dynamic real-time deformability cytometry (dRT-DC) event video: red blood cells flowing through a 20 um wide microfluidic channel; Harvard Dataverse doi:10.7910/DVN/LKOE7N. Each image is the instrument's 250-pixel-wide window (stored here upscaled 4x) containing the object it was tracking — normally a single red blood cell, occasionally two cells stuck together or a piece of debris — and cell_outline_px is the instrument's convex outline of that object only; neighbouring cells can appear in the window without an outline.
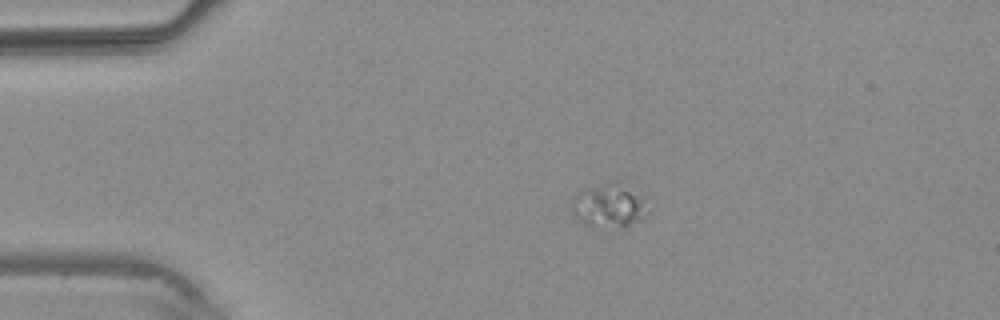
{"species": "common noctule bat (a hibernating species)", "species_latin": "Nyctalus noctula", "temperature_condition": "warm", "stored_images_in_passage": 2, "camera_frame_rate_fps": 3000, "um_per_image_px": 0.085, "animal": {"sex": "male", "body_mass_g": 20.4}, "frame": {"image": 1, "passage_image": 1, "time_ms": 0.0, "image_size_px": [1000, 320], "cell_outline_px": [[648, 212], [640, 220], [628, 224], [584, 224], [572, 212], [572, 200], [580, 192], [588, 188], [608, 180], [620, 180], [640, 200]], "centroid_in_image_um": [51.7, 17.4], "position_along_channel_um": 33.3, "area_um2": 17.98}}